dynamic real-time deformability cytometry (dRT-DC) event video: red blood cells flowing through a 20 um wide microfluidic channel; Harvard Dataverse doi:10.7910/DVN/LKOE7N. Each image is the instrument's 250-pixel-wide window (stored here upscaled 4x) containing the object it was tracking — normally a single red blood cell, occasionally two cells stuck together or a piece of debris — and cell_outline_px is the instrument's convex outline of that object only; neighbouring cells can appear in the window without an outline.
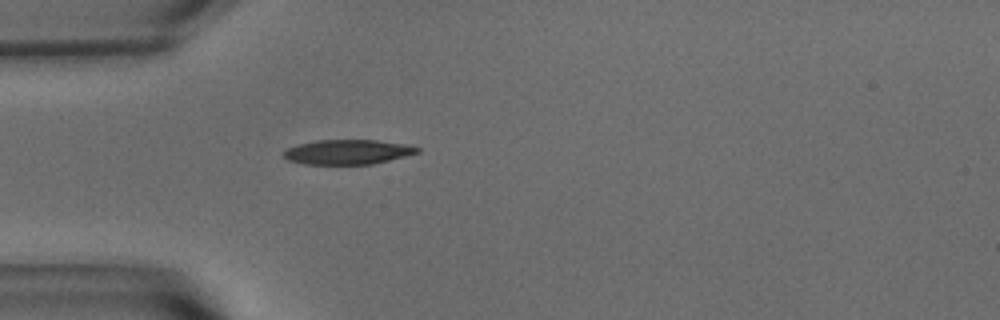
{"species": "common noctule bat (a hibernating species)", "species_latin": "Nyctalus noctula", "temperature_condition": "warm", "stored_images_in_passage": 33, "camera_frame_rate_fps": 3000, "um_per_image_px": 0.085, "animal": {"sex": "male", "body_mass_g": 15.6}, "frame": {"image": 1, "passage_image": 1, "time_ms": 0.0, "image_size_px": [1000, 320], "cell_outline_px": [[420, 152], [372, 164], [304, 164], [288, 160], [280, 152], [288, 148], [300, 144], [316, 140], [376, 140], [408, 144], [420, 148]], "centroid_in_image_um": [29.55, 12.91], "position_along_channel_um": 55.5, "area_um2": 19.19}}
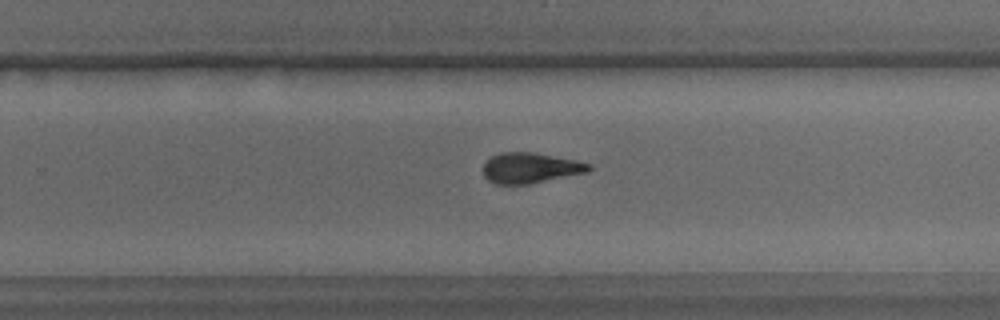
{"frame": {"image": 2, "passage_image": 20, "time_ms": 6.333, "image_size_px": [1000, 320], "cell_outline_px": [[592, 168], [588, 172], [528, 184], [496, 184], [488, 180], [484, 176], [484, 164], [492, 156], [500, 152], [532, 152], [576, 160], [592, 164]], "centroid_in_image_um": [45.09, 14.27], "position_along_channel_um": 284.7, "area_um2": 18.67}}
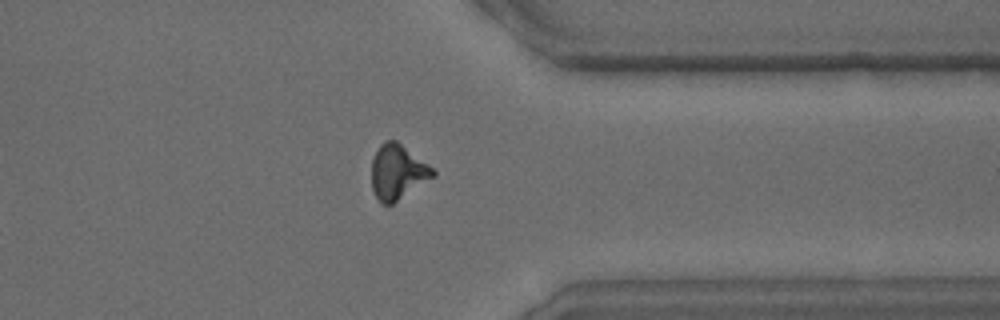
{"frame": {"image": 3, "passage_image": 28, "time_ms": 9.0, "image_size_px": [1000, 320], "cell_outline_px": [[436, 176], [392, 204], [380, 204], [372, 188], [372, 160], [380, 144], [384, 140], [396, 140], [428, 164], [436, 172]], "centroid_in_image_um": [33.8, 14.63], "position_along_channel_um": 377.6, "area_um2": 19.54}, "authors_computed_cell_mechanics": {"area_um2": 19.3052, "velocity_mm_per_s": 3.7049, "shape_relaxation_time_tau1_ms": 4.9969, "shape_relaxation_time_tau2_ms": 3.8777, "deformation_change_tau1": 0.1907, "deformation_change_tau2": 0.1315}}